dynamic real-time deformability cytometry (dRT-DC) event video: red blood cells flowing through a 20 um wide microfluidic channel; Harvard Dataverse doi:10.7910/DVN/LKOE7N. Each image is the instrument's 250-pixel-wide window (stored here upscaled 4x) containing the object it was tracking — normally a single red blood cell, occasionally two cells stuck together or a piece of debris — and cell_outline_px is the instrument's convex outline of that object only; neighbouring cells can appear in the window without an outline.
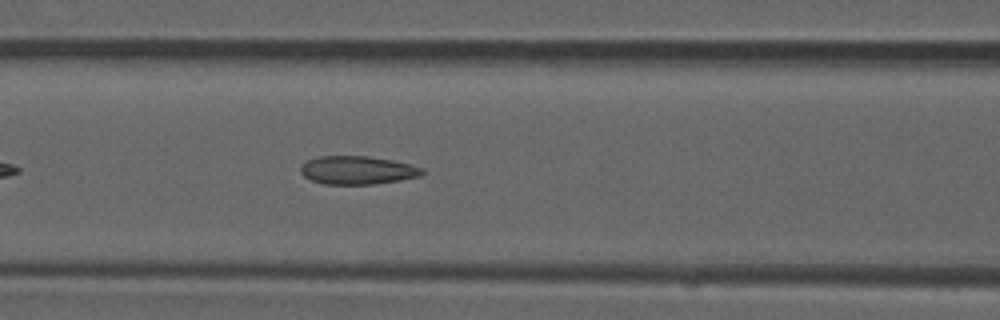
{"species": "common noctule bat (a hibernating species)", "species_latin": "Nyctalus noctula", "temperature_condition": "room temperature", "stored_images_in_passage": 33, "camera_frame_rate_fps": 3000, "um_per_image_px": 0.085, "animal": {"sex": "male", "forearm_length_mm": 52.5}, "frame": {"image": 1, "passage_image": 11, "time_ms": 3.333, "image_size_px": [1000, 320], "cell_outline_px": [[424, 172], [420, 176], [400, 180], [372, 184], [324, 184], [312, 180], [304, 176], [300, 172], [300, 164], [316, 156], [368, 156], [392, 160], [412, 164], [424, 168]], "centroid_in_image_um": [30.38, 14.45], "position_along_channel_um": 136.2, "area_um2": 20.17}}
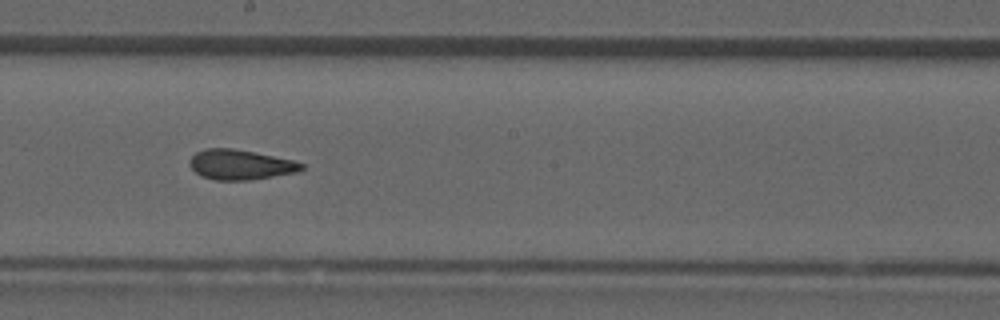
{"frame": {"image": 2, "passage_image": 18, "time_ms": 5.667, "image_size_px": [1000, 320], "cell_outline_px": [[304, 168], [300, 172], [248, 180], [216, 180], [200, 176], [188, 164], [192, 156], [196, 152], [204, 148], [232, 148], [292, 160], [304, 164]], "centroid_in_image_um": [20.42, 14.0], "position_along_channel_um": 227.8, "area_um2": 19.48}}
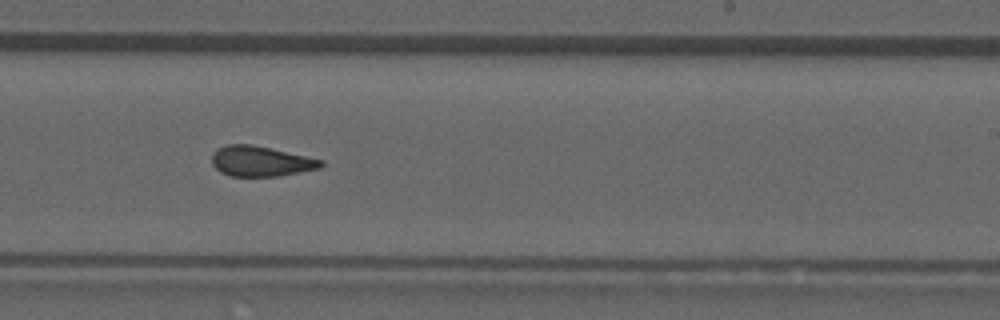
{"frame": {"image": 3, "passage_image": 21, "time_ms": 6.667, "image_size_px": [1000, 320], "cell_outline_px": [[324, 164], [320, 168], [280, 176], [232, 176], [220, 172], [212, 164], [212, 156], [220, 148], [228, 144], [252, 144], [324, 160]], "centroid_in_image_um": [22.19, 13.71], "position_along_channel_um": 266.8, "area_um2": 19.07}, "authors_computed_cell_mechanics": {"area_um2": 19.5364, "velocity_mm_per_s": 3.9307, "shape_relaxation_time_tau1_ms": null, "shape_relaxation_time_tau2_ms": 1.9418, "deformation_change_tau1": null, "deformation_change_tau2": 0.0989}}